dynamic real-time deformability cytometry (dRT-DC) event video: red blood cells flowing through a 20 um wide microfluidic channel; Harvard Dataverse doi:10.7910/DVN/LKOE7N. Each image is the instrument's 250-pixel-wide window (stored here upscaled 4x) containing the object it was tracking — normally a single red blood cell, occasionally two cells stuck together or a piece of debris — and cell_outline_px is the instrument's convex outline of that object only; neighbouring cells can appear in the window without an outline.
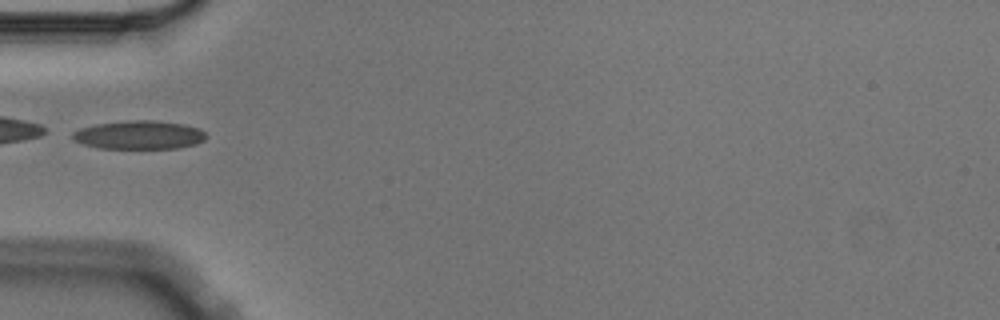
{"species": "Egyptian fruit bat (a non-hibernating species)", "species_latin": "Rousettus aegyptiacus", "temperature_condition": "cold", "stored_images_in_passage": 5, "camera_frame_rate_fps": 3000, "um_per_image_px": 0.085, "animal": {"sex": "male"}, "frame": {"image": 1, "passage_image": 5, "time_ms": 1.333, "image_size_px": [1000, 320], "cell_outline_px": [[208, 136], [204, 140], [196, 144], [180, 148], [96, 148], [72, 140], [72, 132], [80, 128], [96, 124], [128, 120], [156, 120], [184, 124], [200, 128]], "centroid_in_image_um": [11.84, 11.46], "position_along_channel_um": 73.2, "area_um2": 22.43}}